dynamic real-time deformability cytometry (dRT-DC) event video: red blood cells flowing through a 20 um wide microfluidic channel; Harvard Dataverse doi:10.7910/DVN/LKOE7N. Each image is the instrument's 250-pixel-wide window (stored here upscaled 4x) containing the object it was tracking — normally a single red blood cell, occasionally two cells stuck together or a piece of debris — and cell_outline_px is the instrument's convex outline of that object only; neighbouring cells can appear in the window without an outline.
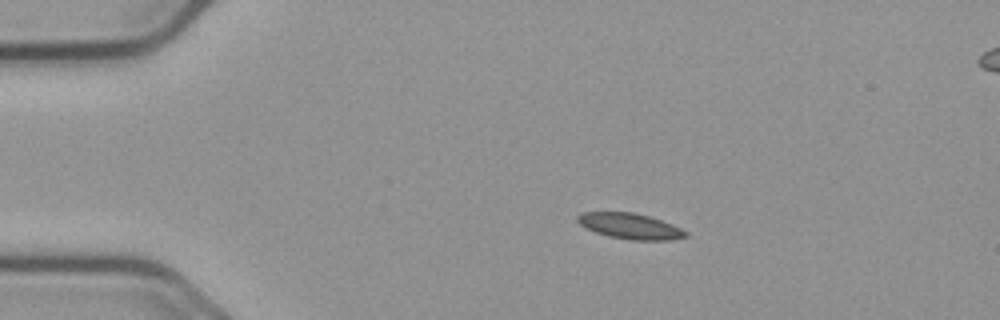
{"species": "common noctule bat (a hibernating species)", "species_latin": "Nyctalus noctula", "temperature_condition": "cold", "stored_images_in_passage": 38, "camera_frame_rate_fps": 3000, "um_per_image_px": 0.085, "animal": {"sex": "male", "body_mass_g": 23.1, "forearm_length_mm": 52.7}, "frame": {"image": 1, "passage_image": 1, "time_ms": 0.0, "image_size_px": [1000, 320], "cell_outline_px": [[688, 236], [668, 240], [628, 240], [608, 236], [596, 232], [580, 224], [576, 220], [576, 216], [580, 212], [632, 212], [648, 216], [672, 224], [688, 232]], "centroid_in_image_um": [53.54, 19.22], "position_along_channel_um": 31.5, "area_um2": 16.13}}
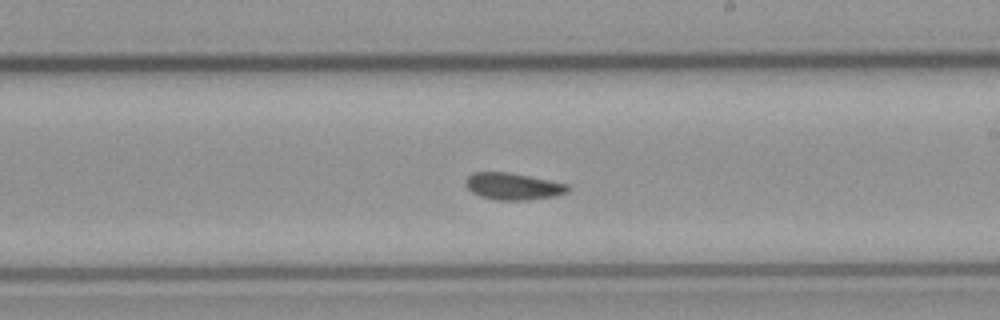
{"frame": {"image": 2, "passage_image": 23, "time_ms": 7.333, "image_size_px": [1000, 320], "cell_outline_px": [[568, 192], [556, 196], [528, 200], [496, 200], [480, 196], [472, 192], [464, 184], [464, 180], [472, 172], [508, 172], [568, 184]], "centroid_in_image_um": [43.57, 15.84], "position_along_channel_um": 245.4, "area_um2": 16.01}}
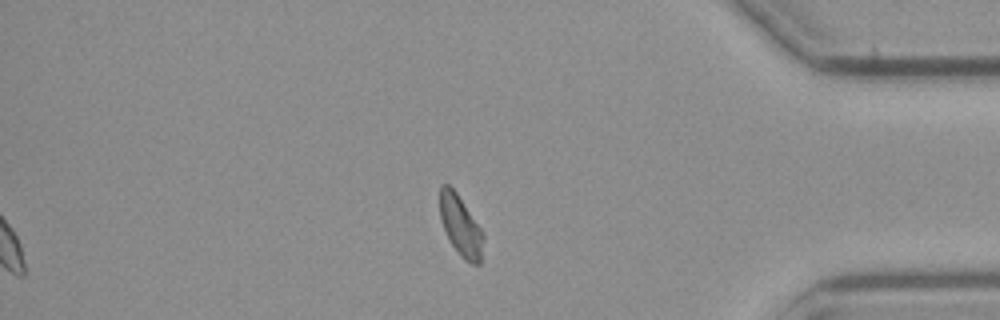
{"frame": {"image": 3, "passage_image": 38, "time_ms": 12.333, "image_size_px": [1000, 320], "cell_outline_px": [[484, 236], [480, 264], [472, 264], [464, 260], [460, 256], [448, 240], [440, 220], [440, 184], [448, 184], [456, 192], [484, 232]], "centroid_in_image_um": [39.15, 19.21], "position_along_channel_um": 396.1, "area_um2": 15.49}, "authors_computed_cell_mechanics": {"area_um2": 16.0106, "velocity_mm_per_s": 3.6319, "shape_relaxation_time_tau1_ms": null, "shape_relaxation_time_tau2_ms": 4.056, "deformation_change_tau1": null, "deformation_change_tau2": 0.0804}}